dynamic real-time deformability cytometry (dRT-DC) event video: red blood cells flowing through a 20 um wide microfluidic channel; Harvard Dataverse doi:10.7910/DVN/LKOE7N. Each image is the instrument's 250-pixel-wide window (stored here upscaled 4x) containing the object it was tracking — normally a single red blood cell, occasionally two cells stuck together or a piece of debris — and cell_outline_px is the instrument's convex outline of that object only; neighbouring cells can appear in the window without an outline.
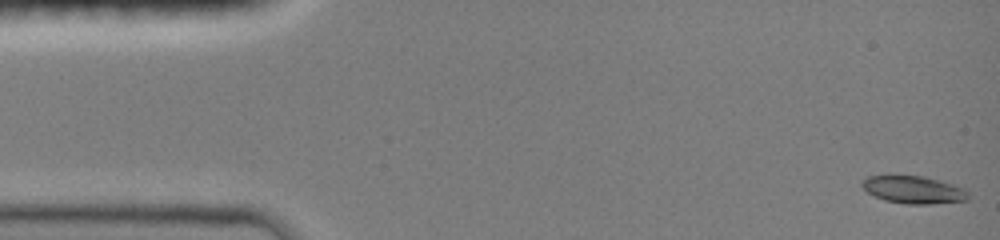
{"species": "common noctule bat (a hibernating species)", "species_latin": "Nyctalus noctula", "temperature_condition": "room temperature", "stored_images_in_passage": 47, "camera_frame_rate_fps": 3000, "um_per_image_px": 0.085, "animal": {"sex": "female", "body_mass_g": 19.0, "forearm_length_mm": 51.5}, "frame": {"image": 1, "passage_image": 1, "time_ms": 0.0, "image_size_px": [1000, 240], "cell_outline_px": [[968, 200], [928, 204], [904, 204], [884, 200], [868, 192], [860, 184], [860, 180], [868, 176], [924, 176], [940, 180], [964, 188], [968, 192]], "centroid_in_image_um": [77.64, 16.13], "position_along_channel_um": 7.4, "area_um2": 16.99}}
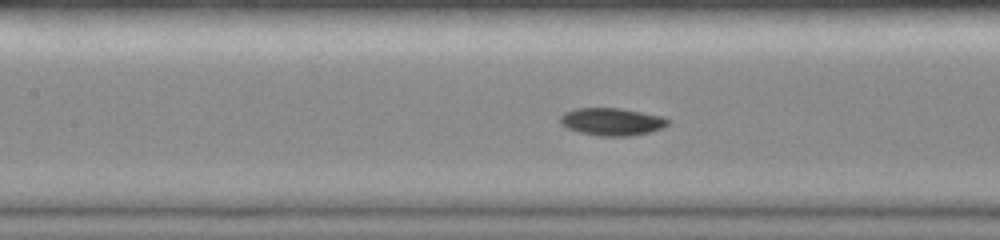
{"frame": {"image": 2, "passage_image": 21, "time_ms": 6.667, "image_size_px": [1000, 240], "cell_outline_px": [[668, 124], [664, 128], [652, 132], [632, 136], [600, 136], [580, 132], [568, 128], [560, 124], [560, 116], [564, 112], [576, 108], [620, 108], [664, 116], [668, 120]], "centroid_in_image_um": [52.03, 10.34], "position_along_channel_um": 155.4, "area_um2": 17.46}}
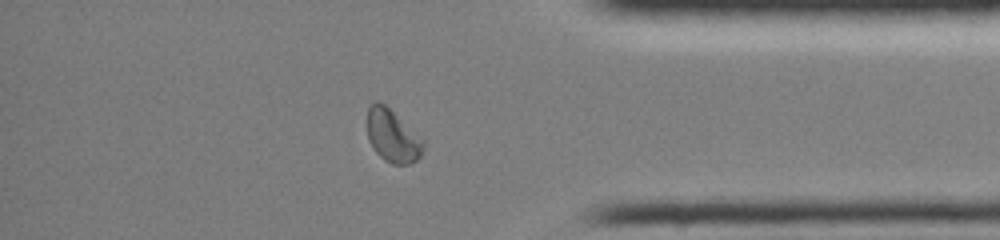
{"frame": {"image": 3, "passage_image": 40, "time_ms": 13.0, "image_size_px": [1000, 240], "cell_outline_px": [[424, 144], [420, 156], [416, 160], [408, 164], [392, 164], [384, 160], [376, 152], [368, 140], [368, 108], [376, 100], [384, 104], [424, 140]], "centroid_in_image_um": [33.36, 11.57], "position_along_channel_um": 401.8, "area_um2": 16.88}, "authors_computed_cell_mechanics": {"area_um2": 16.9932, "velocity_mm_per_s": 4.0293, "shape_relaxation_time_tau1_ms": 3.1356, "shape_relaxation_time_tau2_ms": null, "deformation_change_tau1": 0.1215, "deformation_change_tau2": null}}